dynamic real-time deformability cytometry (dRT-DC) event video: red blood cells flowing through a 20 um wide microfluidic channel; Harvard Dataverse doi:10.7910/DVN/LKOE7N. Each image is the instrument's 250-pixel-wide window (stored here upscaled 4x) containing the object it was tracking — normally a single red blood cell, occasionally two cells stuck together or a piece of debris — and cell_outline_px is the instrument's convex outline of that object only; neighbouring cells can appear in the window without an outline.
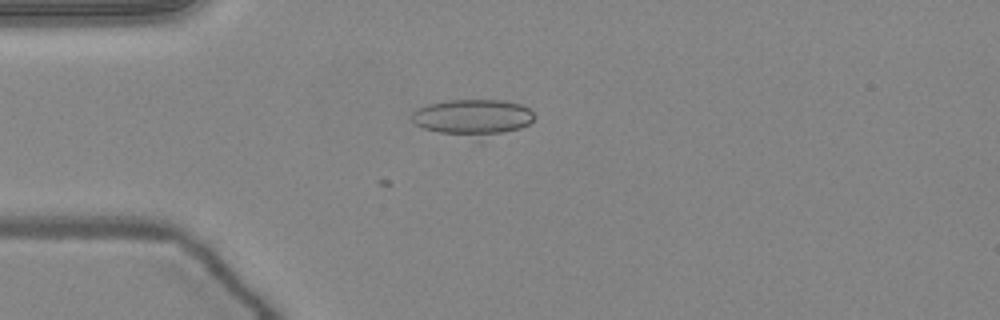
{"species": "common noctule bat (a hibernating species)", "species_latin": "Nyctalus noctula", "temperature_condition": "warm", "stored_images_in_passage": 4, "camera_frame_rate_fps": 3000, "um_per_image_px": 0.085, "animal": {"sex": "female", "body_mass_g": 24.6, "forearm_length_mm": 56.2}, "frame": {"image": 1, "passage_image": 4, "time_ms": 1.0, "image_size_px": [1000, 320], "cell_outline_px": [[536, 116], [528, 124], [520, 128], [504, 132], [440, 132], [424, 128], [416, 124], [412, 120], [412, 112], [428, 104], [448, 100], [504, 100], [520, 104], [528, 108]], "centroid_in_image_um": [40.2, 9.87], "position_along_channel_um": 44.8, "area_um2": 24.04}}